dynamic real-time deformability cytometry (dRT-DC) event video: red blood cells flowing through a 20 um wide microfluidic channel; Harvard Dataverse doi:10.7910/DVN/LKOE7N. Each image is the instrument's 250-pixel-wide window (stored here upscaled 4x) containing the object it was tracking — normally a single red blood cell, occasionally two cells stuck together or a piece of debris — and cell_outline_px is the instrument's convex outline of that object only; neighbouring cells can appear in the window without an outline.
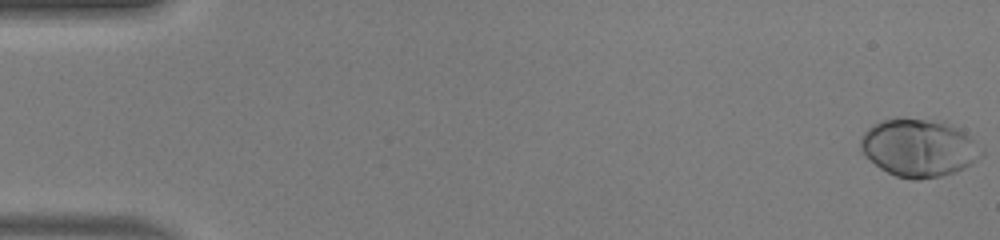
{"species": "human", "species_latin": "Homo sapiens", "temperature_condition": "warm", "stored_images_in_passage": 49, "camera_frame_rate_fps": 3000, "um_per_image_px": 0.085, "donor": {"sex": "male"}, "frame": {"image": 1, "passage_image": 1, "time_ms": 0.0, "image_size_px": [1000, 240], "cell_outline_px": [[984, 156], [952, 172], [940, 176], [916, 180], [912, 180], [896, 176], [880, 168], [864, 156], [860, 152], [860, 140], [864, 132], [872, 124], [896, 116], [900, 116], [944, 120], [964, 132], [984, 148]], "centroid_in_image_um": [78.07, 12.52], "position_along_channel_um": 6.9, "area_um2": 41.27}}
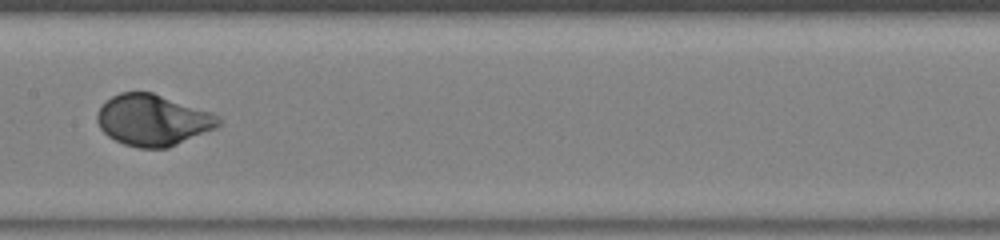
{"frame": {"image": 2, "passage_image": 26, "time_ms": 8.333, "image_size_px": [1000, 240], "cell_outline_px": [[224, 120], [216, 128], [168, 148], [140, 148], [124, 144], [108, 136], [100, 128], [96, 120], [96, 112], [112, 96], [120, 92], [152, 92], [212, 112], [220, 116]], "centroid_in_image_um": [13.02, 10.21], "position_along_channel_um": 194.4, "area_um2": 36.3}}
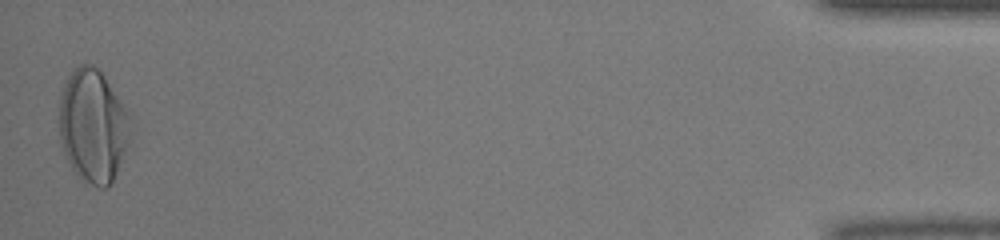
{"frame": {"image": 3, "passage_image": 49, "time_ms": 16.0, "image_size_px": [1000, 240], "cell_outline_px": [[128, 136], [124, 152], [112, 180], [104, 188], [100, 188], [80, 180], [72, 168], [64, 152], [60, 140], [60, 96], [64, 84], [68, 76], [80, 64], [92, 64], [104, 76], [124, 108]], "centroid_in_image_um": [7.82, 10.71], "position_along_channel_um": 427.4, "area_um2": 45.32}, "authors_computed_cell_mechanics": {"area_um2": 35.836, "velocity_mm_per_s": 4.2193, "shape_relaxation_time_tau1_ms": 3.0546, "shape_relaxation_time_tau2_ms": null, "deformation_change_tau1": 0.1942, "deformation_change_tau2": null}}